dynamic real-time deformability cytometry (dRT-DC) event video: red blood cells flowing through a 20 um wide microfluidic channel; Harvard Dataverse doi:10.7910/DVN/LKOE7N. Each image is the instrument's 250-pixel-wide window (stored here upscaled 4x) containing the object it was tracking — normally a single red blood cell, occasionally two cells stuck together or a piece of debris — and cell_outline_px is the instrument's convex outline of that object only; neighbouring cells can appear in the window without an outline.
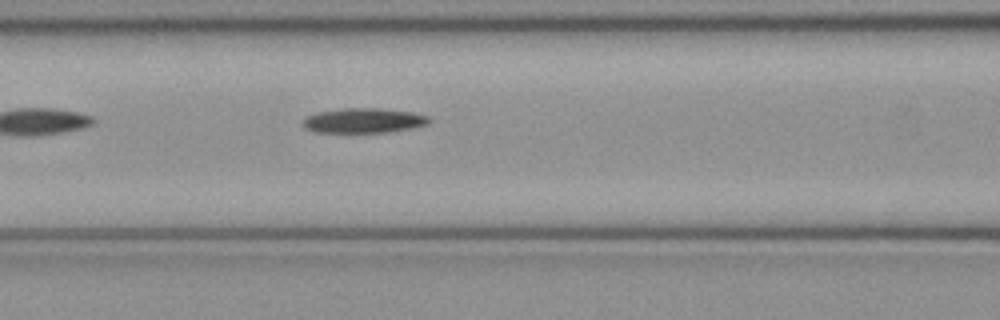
{"species": "common noctule bat (a hibernating species)", "species_latin": "Nyctalus noctula", "temperature_condition": "cold", "stored_images_in_passage": 35, "camera_frame_rate_fps": 3000, "um_per_image_px": 0.085, "animal": {"sex": "female", "body_mass_g": 21.9}, "frame": {"image": 1, "passage_image": 6, "time_ms": 1.667, "image_size_px": [1000, 320], "cell_outline_px": [[432, 120], [428, 124], [412, 128], [392, 132], [312, 132], [304, 128], [304, 116], [316, 112], [344, 108], [380, 108], [412, 112], [428, 116]], "centroid_in_image_um": [30.91, 10.24], "position_along_channel_um": 135.7, "area_um2": 18.44}}
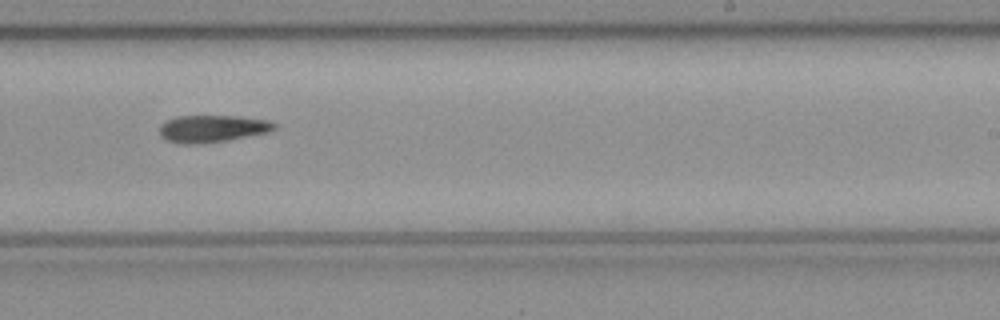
{"frame": {"image": 2, "passage_image": 16, "time_ms": 5.0, "image_size_px": [1000, 320], "cell_outline_px": [[276, 128], [268, 132], [228, 140], [200, 144], [184, 144], [168, 140], [160, 136], [160, 124], [176, 116], [236, 116], [268, 120], [276, 124]], "centroid_in_image_um": [18.04, 10.93], "position_along_channel_um": 271.0, "area_um2": 18.09}}
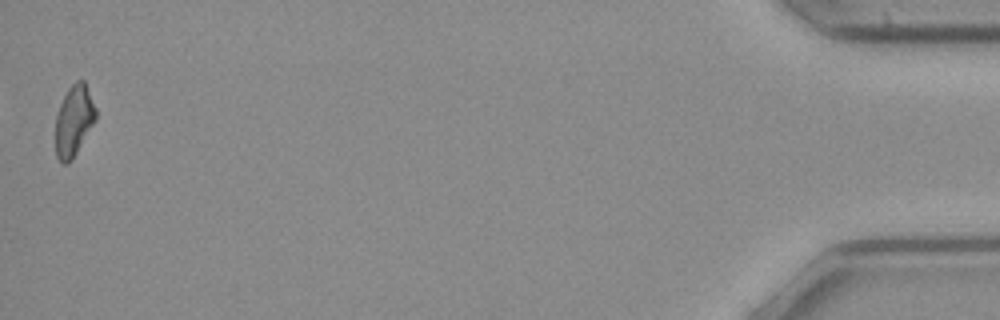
{"frame": {"image": 3, "passage_image": 35, "time_ms": 11.333, "image_size_px": [1000, 320], "cell_outline_px": [[96, 120], [72, 160], [68, 164], [60, 164], [56, 156], [56, 116], [60, 104], [68, 88], [76, 80], [84, 80], [96, 108]], "centroid_in_image_um": [6.28, 10.28], "position_along_channel_um": 428.9, "area_um2": 16.7}}